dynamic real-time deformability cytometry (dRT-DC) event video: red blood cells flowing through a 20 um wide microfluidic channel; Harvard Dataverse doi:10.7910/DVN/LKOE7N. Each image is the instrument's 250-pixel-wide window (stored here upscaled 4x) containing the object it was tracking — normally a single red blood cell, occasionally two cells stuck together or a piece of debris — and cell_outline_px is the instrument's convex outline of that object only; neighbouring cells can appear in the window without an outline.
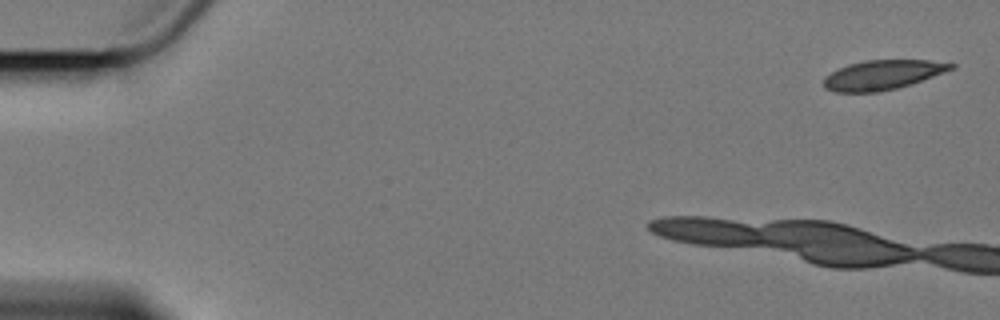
{"species": "Egyptian fruit bat (a non-hibernating species)", "species_latin": "Rousettus aegyptiacus", "temperature_condition": "cold", "stored_images_in_passage": 6, "camera_frame_rate_fps": 3000, "um_per_image_px": 0.085, "animal": {"sex": "female"}, "frame": {"image": 1, "passage_image": 1, "time_ms": 0.0, "image_size_px": [1000, 320], "cell_outline_px": [[956, 68], [912, 84], [880, 92], [832, 92], [824, 88], [824, 76], [848, 64], [864, 60], [928, 60], [956, 64]], "centroid_in_image_um": [75.02, 6.37], "position_along_channel_um": 10.0, "area_um2": 22.02}}
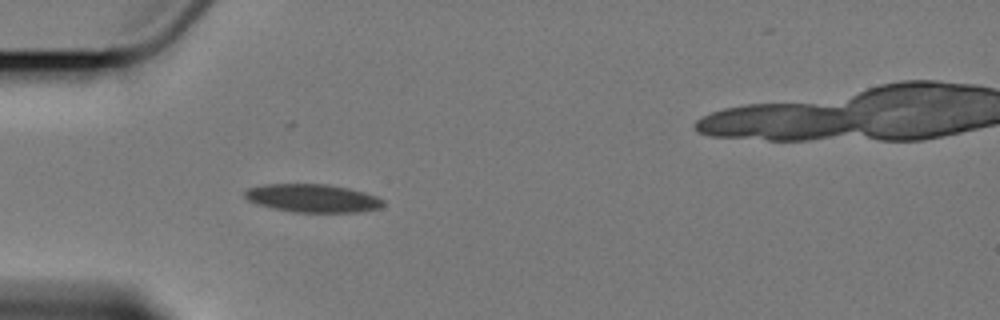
{"frame": {"image": 2, "passage_image": 6, "time_ms": 7.0, "image_size_px": [1000, 320], "cell_outline_px": [[384, 204], [380, 208], [356, 212], [292, 212], [272, 208], [256, 204], [248, 200], [244, 196], [244, 192], [248, 188], [264, 184], [328, 184], [348, 188], [364, 192], [376, 196], [384, 200]], "centroid_in_image_um": [26.55, 16.84], "position_along_channel_um": 58.4, "area_um2": 22.77}}